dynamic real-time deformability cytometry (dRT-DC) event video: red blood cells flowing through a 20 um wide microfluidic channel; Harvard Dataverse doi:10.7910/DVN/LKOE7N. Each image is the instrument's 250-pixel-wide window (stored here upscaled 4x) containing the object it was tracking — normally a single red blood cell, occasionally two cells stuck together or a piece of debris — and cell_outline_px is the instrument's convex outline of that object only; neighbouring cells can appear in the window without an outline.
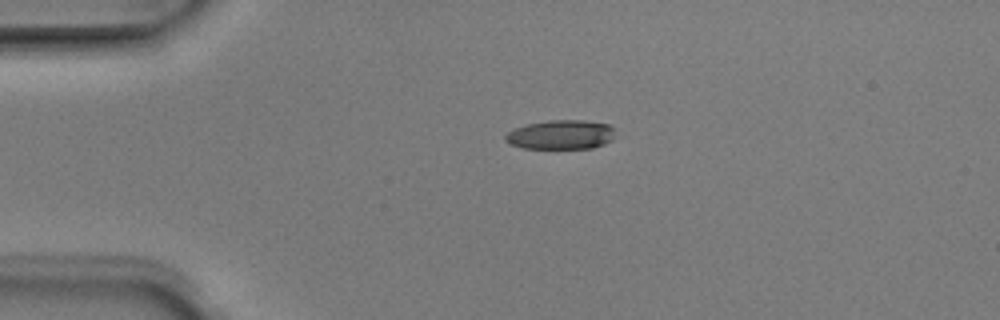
{"species": "Egyptian fruit bat (a non-hibernating species)", "species_latin": "Rousettus aegyptiacus", "temperature_condition": "room temperature", "stored_images_in_passage": 2, "camera_frame_rate_fps": 3000, "um_per_image_px": 0.085, "animal": {"sex": "male"}, "frame": {"image": 1, "passage_image": 1, "time_ms": 0.0, "image_size_px": [1000, 320], "cell_outline_px": [[616, 128], [612, 140], [604, 144], [592, 148], [524, 148], [508, 144], [504, 140], [504, 136], [512, 128], [528, 124], [548, 120], [584, 120], [608, 124]], "centroid_in_image_um": [47.66, 11.44], "position_along_channel_um": 37.3, "area_um2": 18.96}}